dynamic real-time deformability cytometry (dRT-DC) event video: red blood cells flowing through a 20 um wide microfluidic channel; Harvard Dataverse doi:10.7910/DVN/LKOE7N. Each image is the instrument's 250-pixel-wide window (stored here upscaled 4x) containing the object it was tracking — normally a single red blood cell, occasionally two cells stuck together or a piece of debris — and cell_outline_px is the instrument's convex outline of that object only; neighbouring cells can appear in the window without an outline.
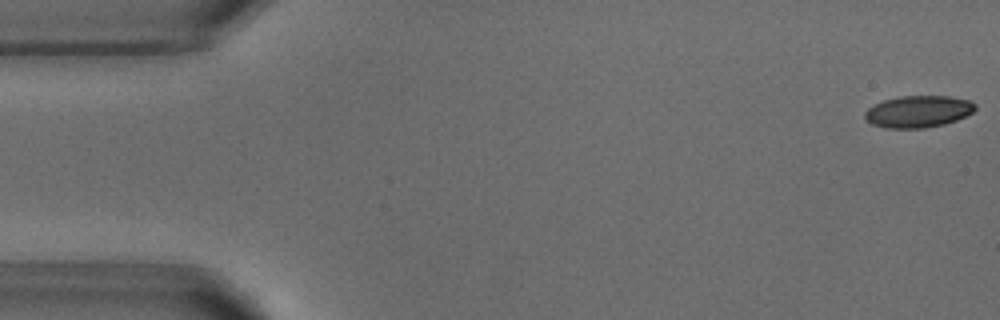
{"species": "common noctule bat (a hibernating species)", "species_latin": "Nyctalus noctula", "temperature_condition": "warm", "stored_images_in_passage": 52, "camera_frame_rate_fps": 3000, "um_per_image_px": 0.085, "animal": {"sex": "male", "body_mass_g": 18.8}, "frame": {"image": 1, "passage_image": 1, "time_ms": 0.0, "image_size_px": [1000, 320], "cell_outline_px": [[976, 108], [972, 112], [956, 120], [944, 124], [924, 128], [884, 128], [872, 124], [864, 116], [864, 112], [868, 108], [884, 100], [900, 96], [948, 96], [968, 100], [976, 104]], "centroid_in_image_um": [78.04, 9.48], "position_along_channel_um": 7.0, "area_um2": 20.35}}
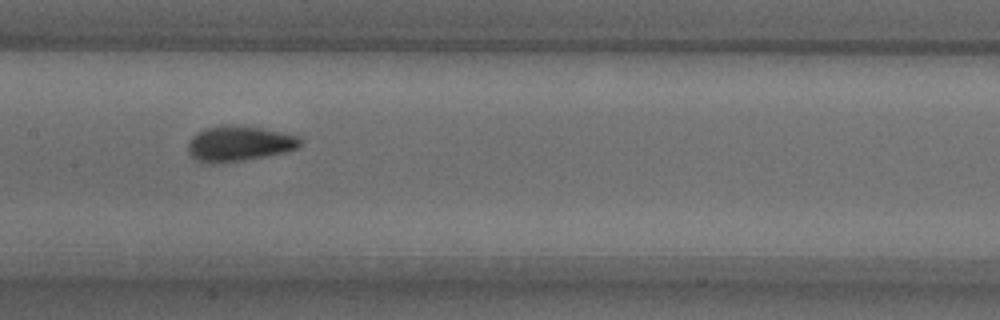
{"frame": {"image": 2, "passage_image": 25, "time_ms": 8.0, "image_size_px": [1000, 320], "cell_outline_px": [[300, 144], [296, 148], [288, 152], [244, 160], [216, 164], [204, 164], [196, 160], [188, 152], [188, 140], [192, 136], [204, 128], [224, 124], [232, 124], [264, 128], [300, 136]], "centroid_in_image_um": [20.29, 12.2], "position_along_channel_um": 187.1, "area_um2": 23.58}}
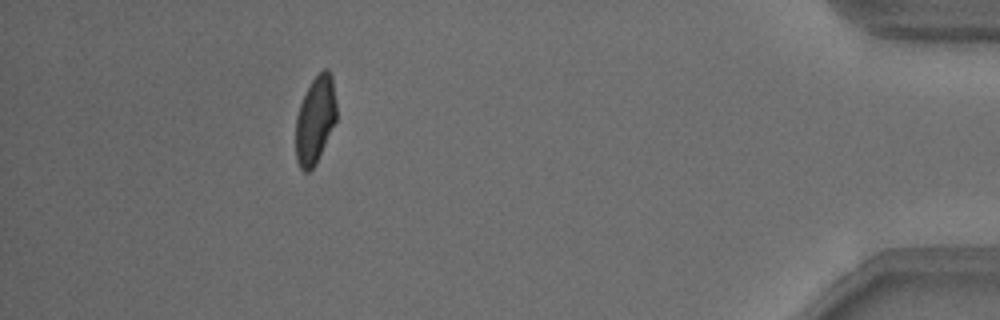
{"frame": {"image": 3, "passage_image": 47, "time_ms": 15.333, "image_size_px": [1000, 320], "cell_outline_px": [[336, 120], [316, 164], [308, 172], [304, 172], [300, 168], [296, 160], [296, 116], [300, 104], [312, 80], [324, 68], [328, 68], [332, 76], [336, 104]], "centroid_in_image_um": [26.79, 10.2], "position_along_channel_um": 408.4, "area_um2": 20.63}, "authors_computed_cell_mechanics": {"area_um2": 21.7328, "velocity_mm_per_s": 3.8306, "shape_relaxation_time_tau1_ms": 3.5691, "shape_relaxation_time_tau2_ms": 1.1818, "deformation_change_tau1": 0.1326, "deformation_change_tau2": 0.0715}}